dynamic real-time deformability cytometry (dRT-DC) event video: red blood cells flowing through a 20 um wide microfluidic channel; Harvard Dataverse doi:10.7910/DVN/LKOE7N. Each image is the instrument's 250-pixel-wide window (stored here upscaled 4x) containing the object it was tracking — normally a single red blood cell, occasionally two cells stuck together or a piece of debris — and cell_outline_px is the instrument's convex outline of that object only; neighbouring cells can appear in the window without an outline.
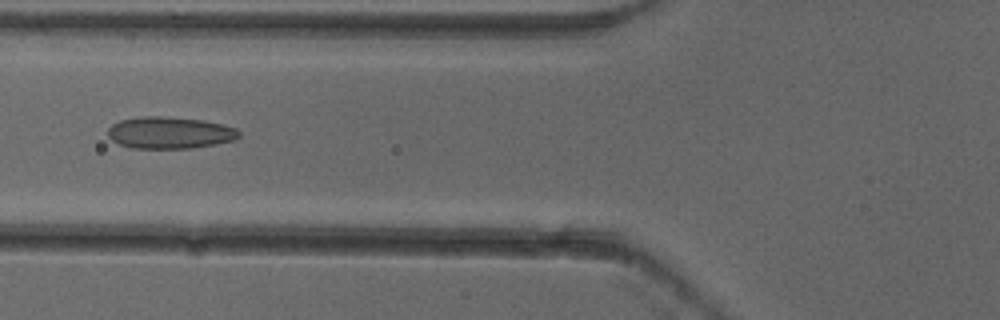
{"species": "common noctule bat (a hibernating species)", "species_latin": "Nyctalus noctula", "temperature_condition": "cold", "stored_images_in_passage": 5, "camera_frame_rate_fps": 3000, "um_per_image_px": 0.085, "animal": {"sex": "female"}, "frame": {"image": 1, "passage_image": 5, "time_ms": 1.333, "image_size_px": [1000, 320], "cell_outline_px": [[240, 136], [236, 140], [216, 144], [192, 148], [132, 148], [120, 144], [112, 140], [108, 136], [108, 128], [112, 124], [120, 120], [144, 116], [164, 116], [204, 120], [224, 124], [236, 128], [240, 132]], "centroid_in_image_um": [14.46, 11.28], "position_along_channel_um": 111.3, "area_um2": 24.51}}